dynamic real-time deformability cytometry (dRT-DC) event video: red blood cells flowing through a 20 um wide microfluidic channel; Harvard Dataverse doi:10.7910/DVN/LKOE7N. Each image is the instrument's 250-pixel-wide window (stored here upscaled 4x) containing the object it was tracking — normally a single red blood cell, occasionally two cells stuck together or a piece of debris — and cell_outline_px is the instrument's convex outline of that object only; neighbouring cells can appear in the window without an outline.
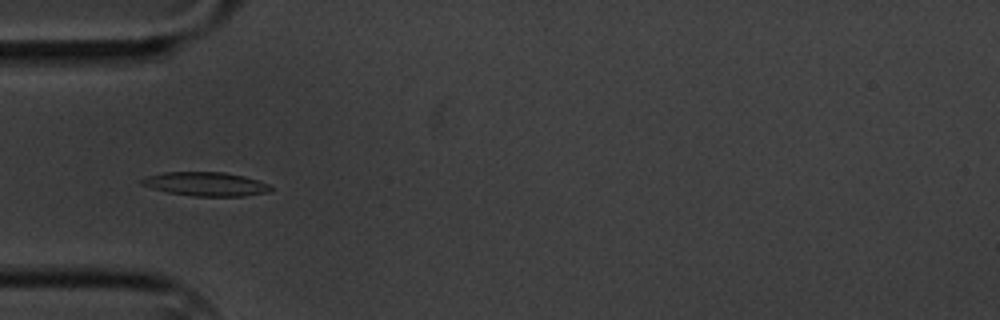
{"species": "common noctule bat (a hibernating species)", "species_latin": "Nyctalus noctula", "temperature_condition": "cold", "stored_images_in_passage": 7, "camera_frame_rate_fps": 3000, "um_per_image_px": 0.085, "animal": {"sex": "male", "body_mass_g": 20.1, "forearm_length_mm": 53.5}, "frame": {"image": 1, "passage_image": 4, "time_ms": 4.333, "image_size_px": [1000, 320], "cell_outline_px": [[272, 192], [244, 196], [192, 196], [168, 192], [152, 188], [140, 184], [140, 180], [148, 176], [164, 172], [224, 172], [244, 176], [268, 184], [272, 188]], "centroid_in_image_um": [17.51, 15.65], "position_along_channel_um": 67.5, "area_um2": 17.92}}
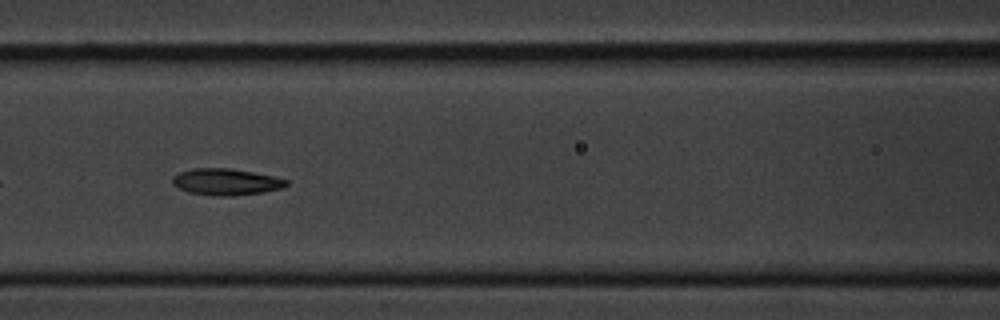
{"frame": {"image": 2, "passage_image": 6, "time_ms": 6.667, "image_size_px": [1000, 320], "cell_outline_px": [[288, 184], [280, 188], [264, 192], [232, 196], [216, 196], [188, 192], [172, 184], [172, 176], [180, 172], [192, 168], [232, 168], [272, 176], [288, 180]], "centroid_in_image_um": [19.18, 15.45], "position_along_channel_um": 147.4, "area_um2": 17.57}}
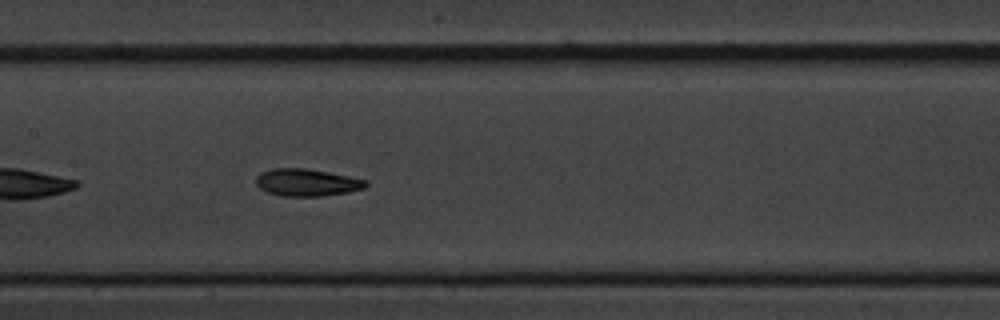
{"frame": {"image": 3, "passage_image": 7, "time_ms": 7.667, "image_size_px": [1000, 320], "cell_outline_px": [[368, 184], [364, 188], [348, 192], [320, 196], [280, 196], [268, 192], [260, 188], [256, 184], [256, 176], [260, 172], [272, 168], [304, 168], [328, 172], [368, 180]], "centroid_in_image_um": [26.06, 15.5], "position_along_channel_um": 181.3, "area_um2": 17.46}}